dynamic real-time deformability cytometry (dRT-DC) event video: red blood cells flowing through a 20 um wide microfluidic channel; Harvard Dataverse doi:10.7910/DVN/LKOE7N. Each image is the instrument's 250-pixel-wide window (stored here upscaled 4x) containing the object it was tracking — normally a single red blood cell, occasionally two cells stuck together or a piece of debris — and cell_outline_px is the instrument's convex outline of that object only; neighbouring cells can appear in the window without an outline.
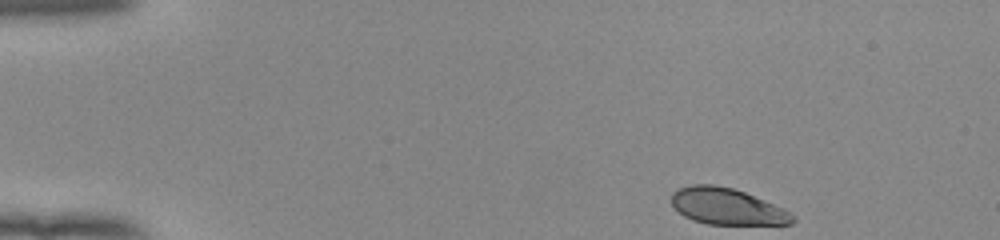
{"species": "human", "species_latin": "Homo sapiens", "temperature_condition": "room temperature", "stored_images_in_passage": 47, "camera_frame_rate_fps": 3000, "um_per_image_px": 0.085, "donor": {"sex": "female"}, "frame": {"image": 1, "passage_image": 1, "time_ms": 0.0, "image_size_px": [1000, 240], "cell_outline_px": [[796, 220], [792, 224], [708, 224], [692, 220], [684, 216], [672, 204], [672, 192], [676, 188], [692, 184], [712, 184], [732, 188], [744, 192], [772, 204], [796, 216]], "centroid_in_image_um": [61.75, 17.54], "position_along_channel_um": 23.2, "area_um2": 25.43}}
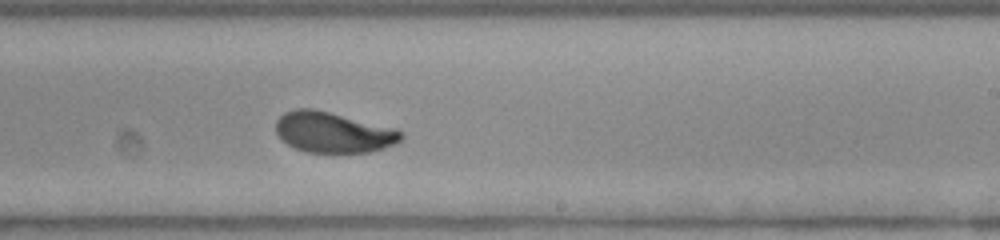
{"frame": {"image": 2, "passage_image": 27, "time_ms": 8.667, "image_size_px": [1000, 240], "cell_outline_px": [[404, 136], [396, 144], [384, 148], [368, 152], [304, 152], [288, 144], [276, 132], [276, 120], [284, 112], [296, 108], [312, 108], [396, 128], [404, 132]], "centroid_in_image_um": [28.34, 11.24], "position_along_channel_um": 260.7, "area_um2": 29.59}}
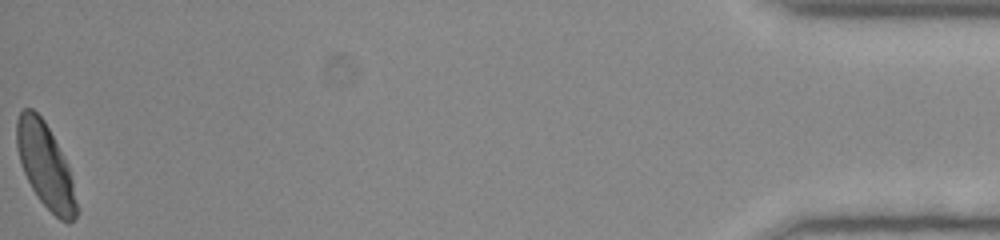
{"frame": {"image": 3, "passage_image": 47, "time_ms": 15.333, "image_size_px": [1000, 240], "cell_outline_px": [[80, 208], [76, 216], [68, 224], [60, 220], [36, 196], [24, 172], [16, 148], [16, 120], [20, 112], [24, 108], [32, 108], [44, 120], [68, 164]], "centroid_in_image_um": [3.88, 14.1], "position_along_channel_um": 431.3, "area_um2": 29.54}, "authors_computed_cell_mechanics": {"area_um2": 29.189, "velocity_mm_per_s": 3.9182, "shape_relaxation_time_tau1_ms": 2.5119, "shape_relaxation_time_tau2_ms": null, "deformation_change_tau1": 0.1402, "deformation_change_tau2": null}}